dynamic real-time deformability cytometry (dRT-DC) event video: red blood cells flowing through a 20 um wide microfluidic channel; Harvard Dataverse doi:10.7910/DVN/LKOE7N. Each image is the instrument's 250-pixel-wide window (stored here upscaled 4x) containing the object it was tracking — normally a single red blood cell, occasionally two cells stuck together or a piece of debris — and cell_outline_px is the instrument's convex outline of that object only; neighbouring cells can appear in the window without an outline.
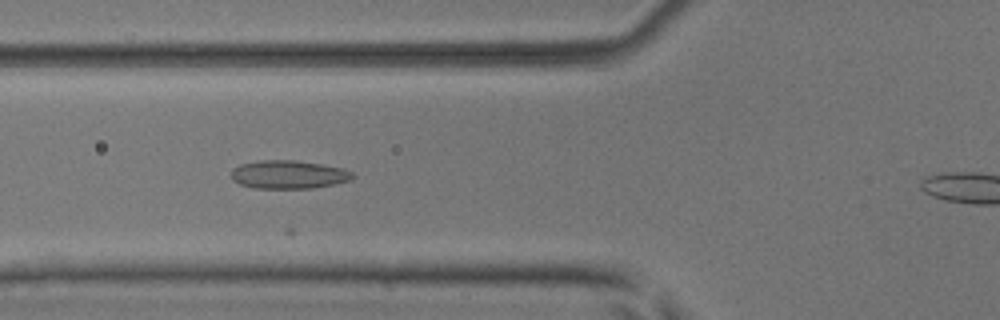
{"species": "common noctule bat (a hibernating species)", "species_latin": "Nyctalus noctula", "temperature_condition": "room temperature", "stored_images_in_passage": 17, "camera_frame_rate_fps": 3000, "um_per_image_px": 0.085, "animal": {"sex": "male", "body_mass_g": 17.9, "forearm_length_mm": 54.2}, "frame": {"image": 1, "passage_image": 12, "time_ms": 3.667, "image_size_px": [1000, 320], "cell_outline_px": [[356, 176], [348, 180], [332, 184], [312, 188], [252, 188], [240, 184], [232, 180], [232, 168], [240, 164], [260, 160], [296, 160], [344, 168], [352, 172]], "centroid_in_image_um": [24.5, 14.83], "position_along_channel_um": 101.3, "area_um2": 20.0}}